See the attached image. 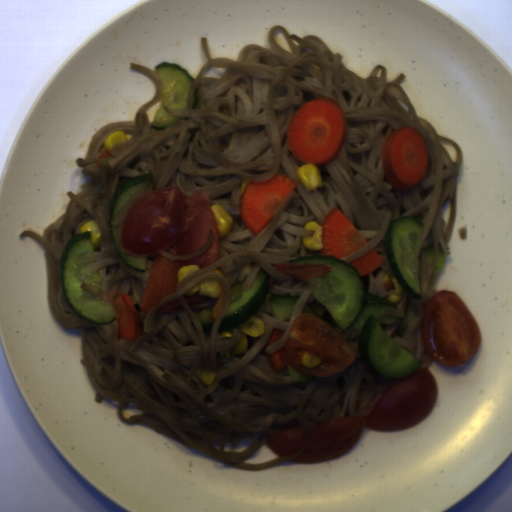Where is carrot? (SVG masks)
Here are the masks:
<instances>
[{"label":"carrot","mask_w":512,"mask_h":512,"mask_svg":"<svg viewBox=\"0 0 512 512\" xmlns=\"http://www.w3.org/2000/svg\"><path fill=\"white\" fill-rule=\"evenodd\" d=\"M296 186L292 177L280 173L246 185L240 200V214L247 229L258 235Z\"/></svg>","instance_id":"3"},{"label":"carrot","mask_w":512,"mask_h":512,"mask_svg":"<svg viewBox=\"0 0 512 512\" xmlns=\"http://www.w3.org/2000/svg\"><path fill=\"white\" fill-rule=\"evenodd\" d=\"M381 165L386 181L398 190L412 189L426 176L428 151L418 129L401 127L382 145Z\"/></svg>","instance_id":"2"},{"label":"carrot","mask_w":512,"mask_h":512,"mask_svg":"<svg viewBox=\"0 0 512 512\" xmlns=\"http://www.w3.org/2000/svg\"><path fill=\"white\" fill-rule=\"evenodd\" d=\"M117 328V339L137 342L139 339L140 318L137 307L131 296L123 293L115 298L111 304Z\"/></svg>","instance_id":"5"},{"label":"carrot","mask_w":512,"mask_h":512,"mask_svg":"<svg viewBox=\"0 0 512 512\" xmlns=\"http://www.w3.org/2000/svg\"><path fill=\"white\" fill-rule=\"evenodd\" d=\"M347 134L344 114L330 97L296 107L286 125L291 157L308 165H329Z\"/></svg>","instance_id":"1"},{"label":"carrot","mask_w":512,"mask_h":512,"mask_svg":"<svg viewBox=\"0 0 512 512\" xmlns=\"http://www.w3.org/2000/svg\"><path fill=\"white\" fill-rule=\"evenodd\" d=\"M322 256L346 258L368 242L337 208L326 214L321 224Z\"/></svg>","instance_id":"4"},{"label":"carrot","mask_w":512,"mask_h":512,"mask_svg":"<svg viewBox=\"0 0 512 512\" xmlns=\"http://www.w3.org/2000/svg\"><path fill=\"white\" fill-rule=\"evenodd\" d=\"M383 263L380 255L372 249L349 265L357 270L359 277H363L382 266Z\"/></svg>","instance_id":"6"}]
</instances>
